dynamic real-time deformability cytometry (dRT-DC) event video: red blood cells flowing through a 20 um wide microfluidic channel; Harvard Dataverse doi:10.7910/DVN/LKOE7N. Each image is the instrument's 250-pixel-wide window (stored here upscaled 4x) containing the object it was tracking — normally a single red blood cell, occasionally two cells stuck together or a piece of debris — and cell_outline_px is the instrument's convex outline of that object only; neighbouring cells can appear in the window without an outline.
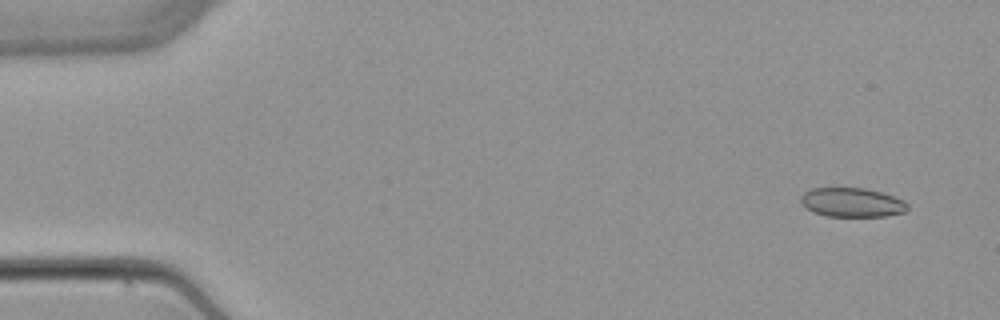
{"species": "common noctule bat (a hibernating species)", "species_latin": "Nyctalus noctula", "temperature_condition": "warm", "stored_images_in_passage": 3, "camera_frame_rate_fps": 3000, "um_per_image_px": 0.085, "animal": {"sex": "female", "body_mass_g": 22.7, "forearm_length_mm": 54.2}, "frame": {"image": 1, "passage_image": 1, "time_ms": 0.0, "image_size_px": [1000, 320], "cell_outline_px": [[908, 208], [904, 212], [884, 216], [828, 216], [812, 212], [800, 204], [800, 196], [804, 192], [812, 188], [864, 188], [880, 192], [904, 200], [908, 204]], "centroid_in_image_um": [72.37, 17.2], "position_along_channel_um": 12.6, "area_um2": 18.15}}